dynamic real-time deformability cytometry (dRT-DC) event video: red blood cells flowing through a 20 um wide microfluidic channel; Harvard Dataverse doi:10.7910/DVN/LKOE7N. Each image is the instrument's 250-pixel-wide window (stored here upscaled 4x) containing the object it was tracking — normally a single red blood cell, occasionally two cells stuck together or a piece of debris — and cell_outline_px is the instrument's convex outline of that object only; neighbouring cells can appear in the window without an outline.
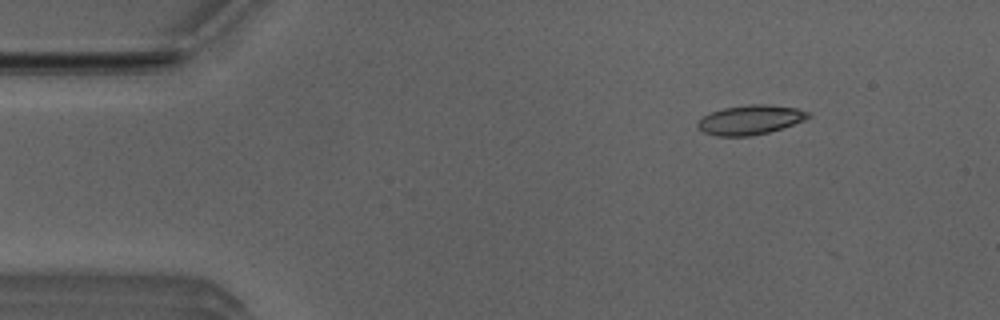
{"species": "Egyptian fruit bat (a non-hibernating species)", "species_latin": "Rousettus aegyptiacus", "temperature_condition": "room temperature", "stored_images_in_passage": 5, "camera_frame_rate_fps": 3000, "um_per_image_px": 0.085, "animal": {"sex": "male"}, "frame": {"image": 1, "passage_image": 1, "time_ms": 0.0, "image_size_px": [1000, 320], "cell_outline_px": [[812, 116], [804, 120], [768, 132], [752, 136], [716, 136], [704, 132], [696, 124], [704, 116], [712, 112], [724, 108], [748, 104], [764, 104], [796, 108], [812, 112]], "centroid_in_image_um": [63.8, 10.18], "position_along_channel_um": 21.2, "area_um2": 18.79}}